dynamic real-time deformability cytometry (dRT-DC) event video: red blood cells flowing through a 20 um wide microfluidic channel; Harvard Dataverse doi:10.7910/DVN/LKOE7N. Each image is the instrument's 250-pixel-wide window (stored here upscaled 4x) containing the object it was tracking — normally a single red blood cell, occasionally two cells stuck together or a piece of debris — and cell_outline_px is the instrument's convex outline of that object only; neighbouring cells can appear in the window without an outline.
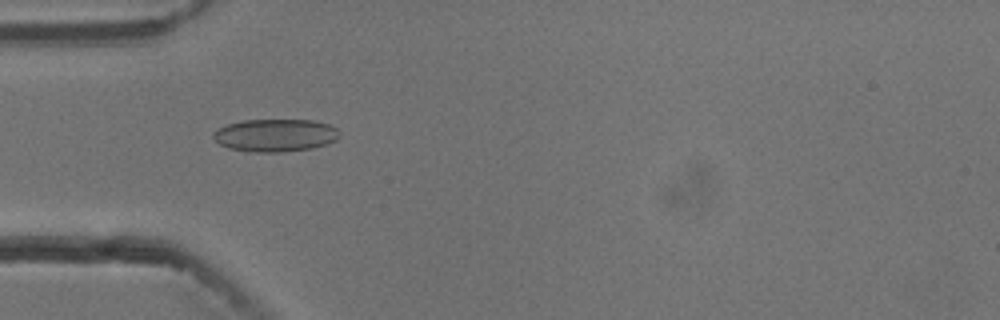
{"species": "common noctule bat (a hibernating species)", "species_latin": "Nyctalus noctula", "temperature_condition": "cold", "stored_images_in_passage": 46, "camera_frame_rate_fps": 3000, "um_per_image_px": 0.085, "animal": {"sex": "male", "body_mass_g": 13.3}, "frame": {"image": 1, "passage_image": 8, "time_ms": 2.333, "image_size_px": [1000, 320], "cell_outline_px": [[340, 136], [336, 140], [312, 148], [284, 152], [244, 152], [228, 148], [220, 144], [212, 136], [212, 132], [228, 124], [244, 120], [312, 120], [328, 124], [336, 128], [340, 132]], "centroid_in_image_um": [23.39, 11.51], "position_along_channel_um": 61.6, "area_um2": 24.1}}
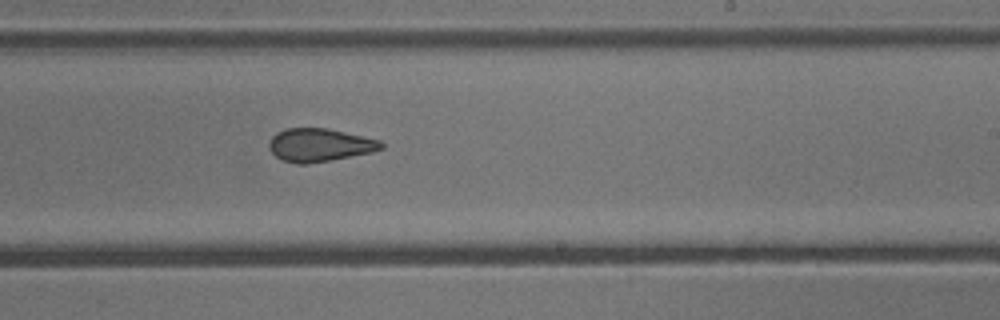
{"frame": {"image": 2, "passage_image": 24, "time_ms": 7.667, "image_size_px": [1000, 320], "cell_outline_px": [[384, 148], [372, 152], [332, 160], [304, 164], [300, 164], [280, 160], [268, 148], [268, 144], [272, 136], [276, 132], [288, 128], [328, 128], [380, 140], [384, 144]], "centroid_in_image_um": [27.16, 12.33], "position_along_channel_um": 261.8, "area_um2": 21.73}}
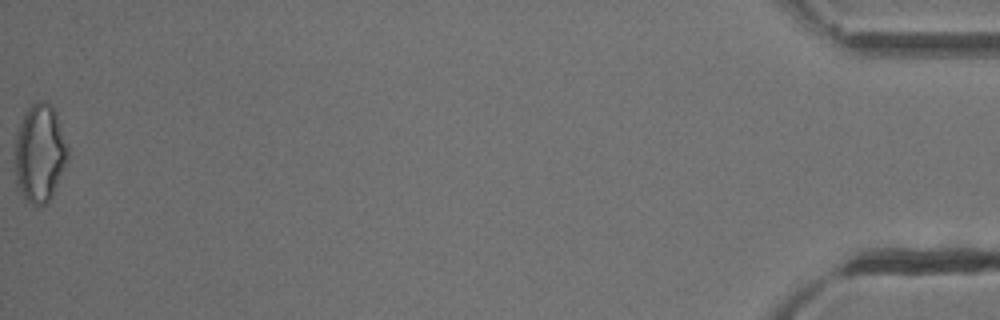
{"frame": {"image": 3, "passage_image": 46, "time_ms": 15.0, "image_size_px": [1000, 320], "cell_outline_px": [[68, 160], [52, 196], [44, 204], [32, 204], [20, 192], [16, 184], [16, 136], [24, 112], [36, 100], [44, 100], [52, 104], [56, 112], [68, 144]], "centroid_in_image_um": [3.41, 12.97], "position_along_channel_um": 431.8, "area_um2": 30.17}, "authors_computed_cell_mechanics": {"area_um2": 22.7443, "velocity_mm_per_s": 3.7701, "shape_relaxation_time_tau1_ms": null, "shape_relaxation_time_tau2_ms": 1.6931, "deformation_change_tau1": null, "deformation_change_tau2": 0.0923}}